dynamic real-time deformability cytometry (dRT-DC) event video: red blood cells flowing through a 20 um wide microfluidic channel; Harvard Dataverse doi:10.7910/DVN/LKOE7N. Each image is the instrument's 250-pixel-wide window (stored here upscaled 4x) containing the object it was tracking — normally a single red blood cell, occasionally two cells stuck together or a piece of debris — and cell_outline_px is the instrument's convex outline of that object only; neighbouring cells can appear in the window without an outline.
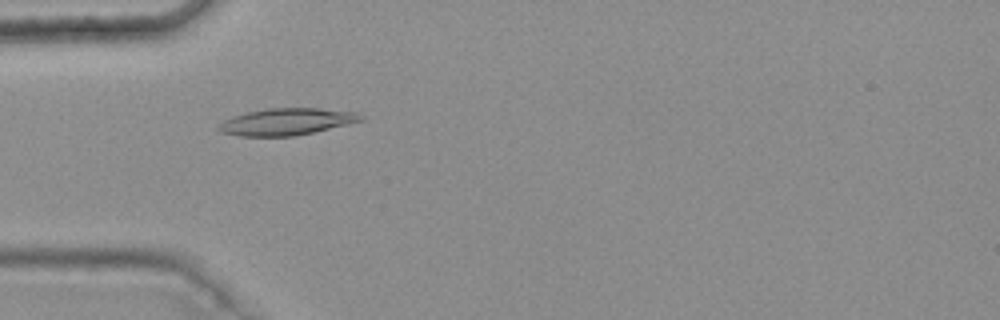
{"species": "common noctule bat (a hibernating species)", "species_latin": "Nyctalus noctula", "temperature_condition": "warm", "stored_images_in_passage": 2, "camera_frame_rate_fps": 3000, "um_per_image_px": 0.085, "animal": {"sex": "female", "body_mass_g": 25.1}, "frame": {"image": 1, "passage_image": 2, "time_ms": 0.333, "image_size_px": [1000, 320], "cell_outline_px": [[364, 120], [348, 124], [312, 132], [292, 136], [240, 136], [220, 132], [216, 128], [224, 120], [232, 116], [248, 112], [268, 108], [320, 108], [356, 112], [364, 116]], "centroid_in_image_um": [24.36, 10.34], "position_along_channel_um": 60.6, "area_um2": 22.14}}